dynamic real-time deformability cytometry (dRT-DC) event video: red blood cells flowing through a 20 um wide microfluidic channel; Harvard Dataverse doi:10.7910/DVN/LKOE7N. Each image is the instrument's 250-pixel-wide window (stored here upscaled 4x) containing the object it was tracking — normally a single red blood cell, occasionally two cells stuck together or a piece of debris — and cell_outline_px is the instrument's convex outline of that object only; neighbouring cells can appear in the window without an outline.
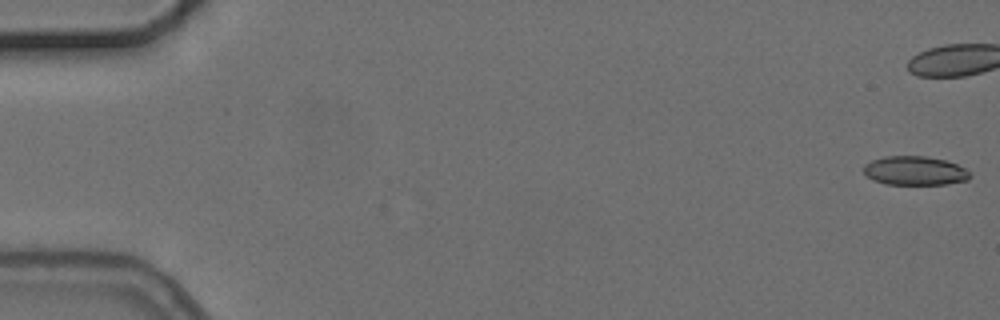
{"species": "common noctule bat (a hibernating species)", "species_latin": "Nyctalus noctula", "temperature_condition": "cold", "stored_images_in_passage": 8, "camera_frame_rate_fps": 3000, "um_per_image_px": 0.085, "animal": {"sex": "female", "body_mass_g": 24.6, "forearm_length_mm": 56.2}, "frame": {"image": 1, "passage_image": 1, "time_ms": 0.0, "image_size_px": [1000, 320], "cell_outline_px": [[972, 176], [968, 180], [944, 184], [884, 184], [872, 180], [864, 172], [864, 164], [872, 160], [884, 156], [924, 156], [944, 160], [956, 164], [964, 168]], "centroid_in_image_um": [77.74, 14.51], "position_along_channel_um": 7.3, "area_um2": 17.86}}
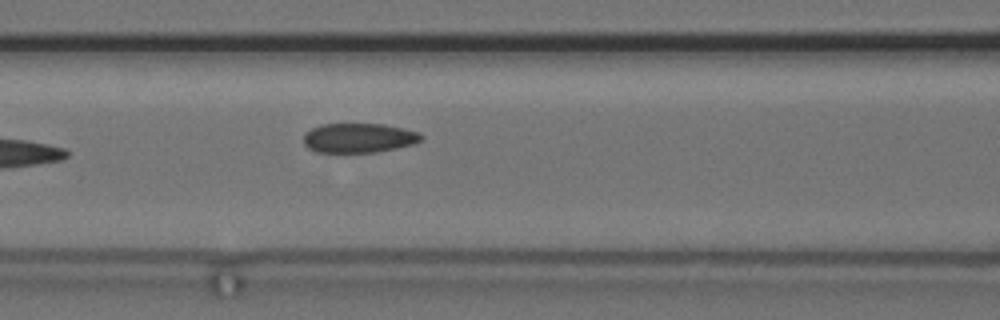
{"frame": {"image": 2, "passage_image": 8, "time_ms": 8.333, "image_size_px": [1000, 320], "cell_outline_px": [[424, 140], [412, 144], [396, 148], [376, 152], [316, 152], [308, 148], [304, 144], [304, 132], [320, 124], [384, 124], [404, 128], [420, 132], [424, 136]], "centroid_in_image_um": [30.52, 11.72], "position_along_channel_um": 136.1, "area_um2": 20.4}}